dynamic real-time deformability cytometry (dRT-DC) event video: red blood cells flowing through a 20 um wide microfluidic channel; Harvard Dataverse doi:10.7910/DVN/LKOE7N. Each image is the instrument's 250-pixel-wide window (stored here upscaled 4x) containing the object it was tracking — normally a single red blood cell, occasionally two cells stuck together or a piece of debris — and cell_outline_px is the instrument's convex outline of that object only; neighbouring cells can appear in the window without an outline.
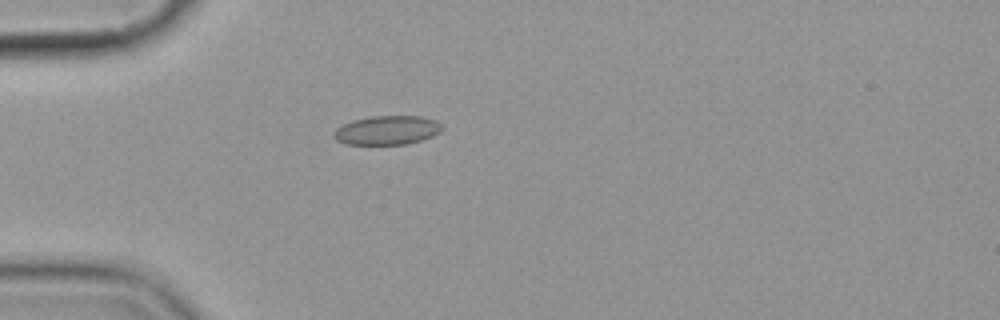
{"species": "common noctule bat (a hibernating species)", "species_latin": "Nyctalus noctula", "temperature_condition": "cold", "stored_images_in_passage": 6, "camera_frame_rate_fps": 3000, "um_per_image_px": 0.085, "animal": {"sex": "female", "body_mass_g": 19.9}, "frame": {"image": 1, "passage_image": 5, "time_ms": 4.667, "image_size_px": [1000, 320], "cell_outline_px": [[444, 128], [440, 132], [432, 136], [420, 140], [404, 144], [348, 144], [336, 140], [332, 136], [332, 132], [336, 128], [352, 120], [372, 116], [420, 116], [436, 120]], "centroid_in_image_um": [32.89, 11.06], "position_along_channel_um": 52.1, "area_um2": 18.26}}